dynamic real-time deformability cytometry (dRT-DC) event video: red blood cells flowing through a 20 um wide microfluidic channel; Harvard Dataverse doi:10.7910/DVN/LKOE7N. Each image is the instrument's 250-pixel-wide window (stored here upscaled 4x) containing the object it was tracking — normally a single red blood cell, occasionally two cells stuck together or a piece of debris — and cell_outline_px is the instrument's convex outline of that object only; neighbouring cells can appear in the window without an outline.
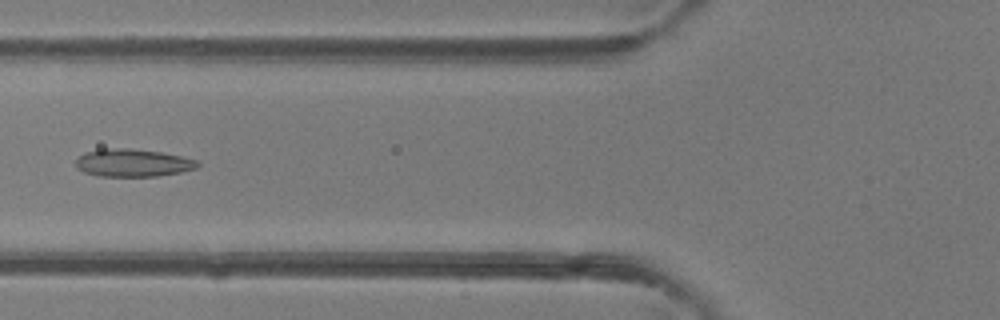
{"species": "common noctule bat (a hibernating species)", "species_latin": "Nyctalus noctula", "temperature_condition": "room temperature", "stored_images_in_passage": 44, "camera_frame_rate_fps": 3000, "um_per_image_px": 0.085, "animal": {"sex": "female"}, "frame": {"image": 1, "passage_image": 15, "time_ms": 4.667, "image_size_px": [1000, 320], "cell_outline_px": [[200, 164], [196, 168], [180, 172], [156, 176], [100, 176], [84, 172], [76, 168], [76, 160], [84, 152], [100, 148], [132, 148], [160, 152], [180, 156], [196, 160]], "centroid_in_image_um": [11.25, 13.83], "position_along_channel_um": 114.6, "area_um2": 19.65}}
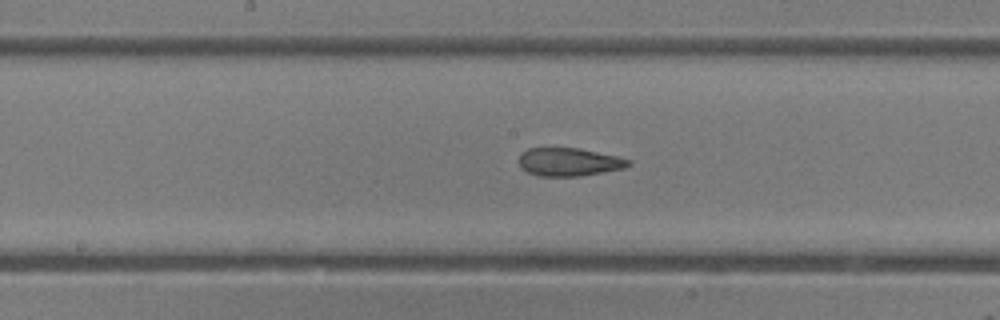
{"frame": {"image": 2, "passage_image": 21, "time_ms": 6.667, "image_size_px": [1000, 320], "cell_outline_px": [[632, 164], [624, 168], [580, 176], [540, 176], [528, 172], [520, 168], [520, 152], [528, 148], [576, 148], [616, 156], [632, 160]], "centroid_in_image_um": [48.35, 13.77], "position_along_channel_um": 199.8, "area_um2": 17.86}}
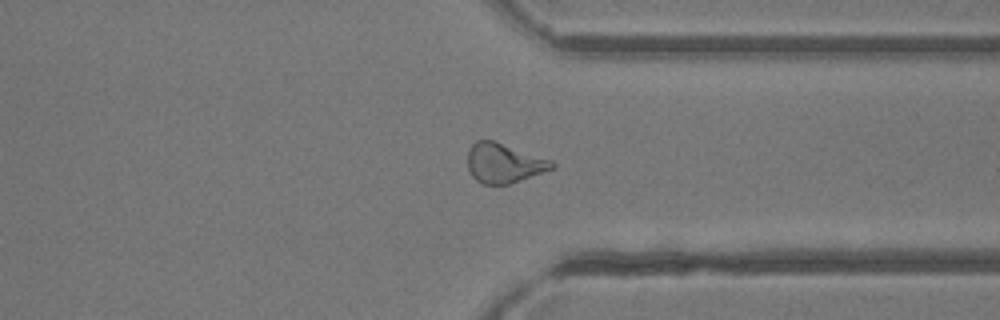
{"frame": {"image": 3, "passage_image": 33, "time_ms": 10.667, "image_size_px": [1000, 320], "cell_outline_px": [[556, 168], [508, 184], [484, 184], [476, 180], [472, 176], [468, 168], [468, 148], [476, 140], [492, 140], [552, 160], [556, 164]], "centroid_in_image_um": [42.83, 13.86], "position_along_channel_um": 368.6, "area_um2": 19.36}, "authors_computed_cell_mechanics": {"area_um2": 19.7387, "velocity_mm_per_s": 4.2476, "shape_relaxation_time_tau1_ms": 4.0025, "shape_relaxation_time_tau2_ms": 1.3781, "deformation_change_tau1": 0.1566, "deformation_change_tau2": 0.1046}}